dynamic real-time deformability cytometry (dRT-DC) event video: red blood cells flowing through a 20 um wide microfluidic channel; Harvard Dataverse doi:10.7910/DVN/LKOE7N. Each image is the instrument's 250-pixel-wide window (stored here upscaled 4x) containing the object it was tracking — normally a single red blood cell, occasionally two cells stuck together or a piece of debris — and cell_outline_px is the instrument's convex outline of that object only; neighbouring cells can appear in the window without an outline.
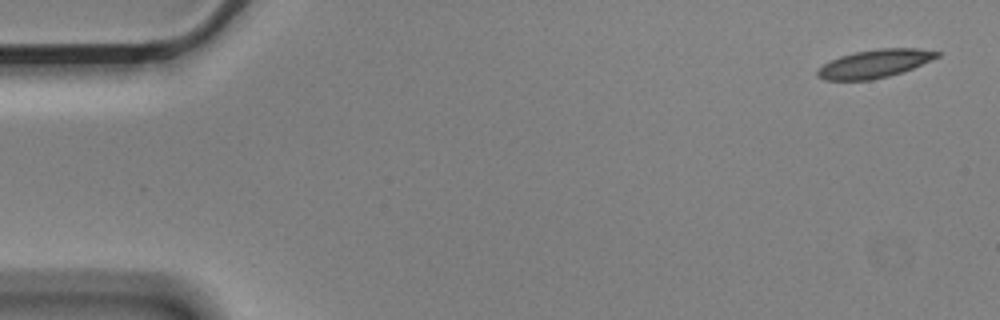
{"species": "Egyptian fruit bat (a non-hibernating species)", "species_latin": "Rousettus aegyptiacus", "temperature_condition": "cold", "stored_images_in_passage": 5, "camera_frame_rate_fps": 3000, "um_per_image_px": 0.085, "animal": {"sex": "male"}, "frame": {"image": 1, "passage_image": 1, "time_ms": 0.0, "image_size_px": [1000, 320], "cell_outline_px": [[940, 56], [912, 68], [888, 76], [872, 80], [824, 80], [816, 76], [816, 72], [824, 64], [840, 56], [856, 52], [880, 48], [916, 48], [940, 52]], "centroid_in_image_um": [74.33, 5.41], "position_along_channel_um": 10.7, "area_um2": 19.36}}